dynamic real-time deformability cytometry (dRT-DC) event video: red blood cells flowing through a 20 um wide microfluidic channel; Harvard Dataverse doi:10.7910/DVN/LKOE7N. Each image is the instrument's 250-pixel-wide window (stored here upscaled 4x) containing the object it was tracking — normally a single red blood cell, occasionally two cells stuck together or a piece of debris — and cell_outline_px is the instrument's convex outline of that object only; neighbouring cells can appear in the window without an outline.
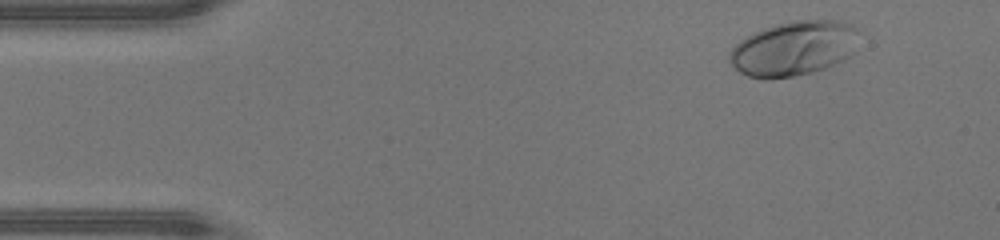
{"species": "human", "species_latin": "Homo sapiens", "temperature_condition": "warm", "stored_images_in_passage": 40, "camera_frame_rate_fps": 3000, "um_per_image_px": 0.085, "donor": {"sex": "male"}, "frame": {"image": 1, "passage_image": 3, "time_ms": 0.667, "image_size_px": [1000, 240], "cell_outline_px": [[860, 32], [852, 52], [848, 56], [824, 68], [812, 72], [792, 76], [768, 80], [764, 80], [748, 76], [740, 72], [728, 60], [728, 52], [740, 40], [752, 32], [776, 24], [792, 20], [840, 20], [852, 24], [860, 28]], "centroid_in_image_um": [67.45, 4.1], "position_along_channel_um": 17.5, "area_um2": 41.5}}
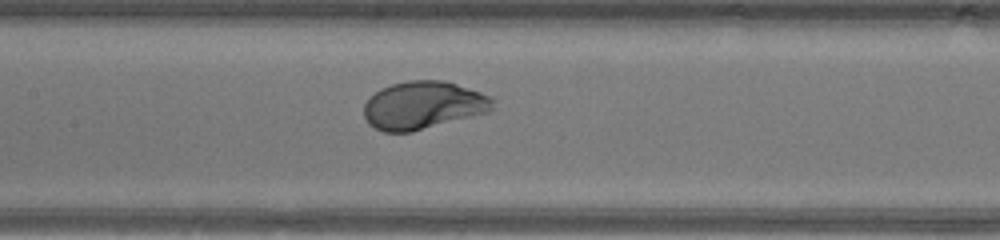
{"frame": {"image": 2, "passage_image": 20, "time_ms": 6.333, "image_size_px": [1000, 240], "cell_outline_px": [[496, 100], [492, 108], [488, 112], [412, 132], [384, 132], [368, 124], [364, 116], [364, 104], [380, 88], [392, 84], [408, 80], [444, 80], [492, 96]], "centroid_in_image_um": [35.98, 8.95], "position_along_channel_um": 171.4, "area_um2": 35.95}}
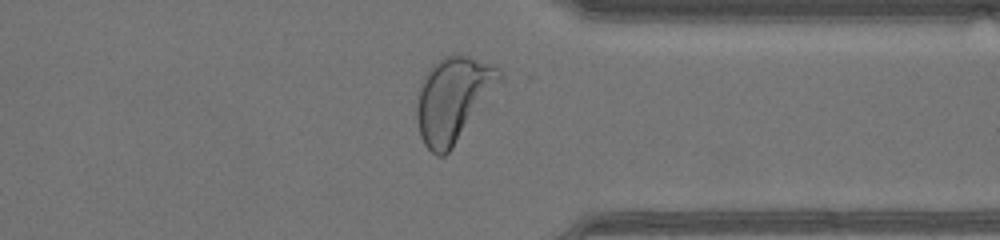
{"frame": {"image": 3, "passage_image": 34, "time_ms": 11.0, "image_size_px": [1000, 240], "cell_outline_px": [[504, 76], [452, 148], [444, 156], [436, 156], [424, 144], [420, 136], [416, 120], [416, 104], [420, 84], [428, 68], [436, 60], [444, 56], [468, 56], [496, 64], [504, 72]], "centroid_in_image_um": [38.5, 8.4], "position_along_channel_um": 372.9, "area_um2": 40.69}, "authors_computed_cell_mechanics": {"area_um2": 36.5007, "velocity_mm_per_s": 4.4061, "shape_relaxation_time_tau1_ms": 1.6406, "shape_relaxation_time_tau2_ms": null, "deformation_change_tau1": 0.1659, "deformation_change_tau2": null}}